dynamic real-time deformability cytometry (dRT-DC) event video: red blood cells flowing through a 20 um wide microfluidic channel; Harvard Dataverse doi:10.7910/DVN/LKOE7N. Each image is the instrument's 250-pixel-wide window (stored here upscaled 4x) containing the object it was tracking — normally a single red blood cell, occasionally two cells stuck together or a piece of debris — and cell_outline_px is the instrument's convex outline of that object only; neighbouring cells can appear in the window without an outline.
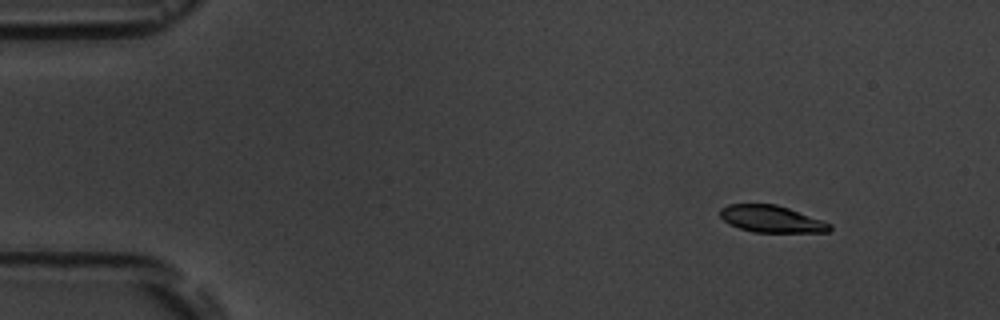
{"species": "common noctule bat (a hibernating species)", "species_latin": "Nyctalus noctula", "temperature_condition": "room temperature", "stored_images_in_passage": 3, "camera_frame_rate_fps": 3000, "um_per_image_px": 0.085, "animal": {"sex": "male", "body_mass_g": 19.5, "forearm_length_mm": 54.6}, "frame": {"image": 1, "passage_image": 1, "time_ms": 0.0, "image_size_px": [1000, 320], "cell_outline_px": [[832, 228], [828, 232], [752, 232], [728, 224], [720, 216], [720, 208], [728, 204], [776, 204], [824, 220], [832, 224]], "centroid_in_image_um": [65.59, 18.61], "position_along_channel_um": 19.4, "area_um2": 17.28}}